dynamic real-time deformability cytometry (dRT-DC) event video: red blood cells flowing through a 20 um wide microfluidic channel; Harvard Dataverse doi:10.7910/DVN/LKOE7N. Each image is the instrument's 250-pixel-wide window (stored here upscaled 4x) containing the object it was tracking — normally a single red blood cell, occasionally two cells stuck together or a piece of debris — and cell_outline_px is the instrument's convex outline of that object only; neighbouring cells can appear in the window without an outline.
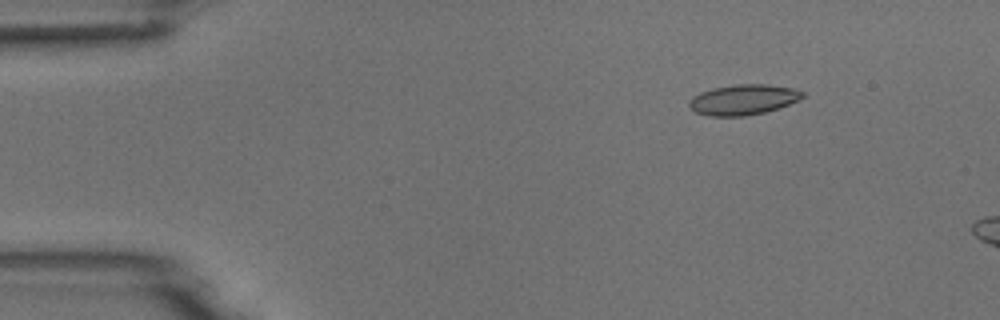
{"species": "common noctule bat (a hibernating species)", "species_latin": "Nyctalus noctula", "temperature_condition": "room temperature", "stored_images_in_passage": 4, "camera_frame_rate_fps": 3000, "um_per_image_px": 0.085, "animal": {"sex": "male", "body_mass_g": 18.8}, "frame": {"image": 1, "passage_image": 2, "time_ms": 1.0, "image_size_px": [1000, 320], "cell_outline_px": [[804, 96], [800, 100], [764, 112], [744, 116], [708, 116], [696, 112], [688, 104], [688, 100], [692, 96], [700, 92], [712, 88], [736, 84], [768, 84], [792, 88], [804, 92]], "centroid_in_image_um": [63.15, 8.46], "position_along_channel_um": 21.8, "area_um2": 20.06}}